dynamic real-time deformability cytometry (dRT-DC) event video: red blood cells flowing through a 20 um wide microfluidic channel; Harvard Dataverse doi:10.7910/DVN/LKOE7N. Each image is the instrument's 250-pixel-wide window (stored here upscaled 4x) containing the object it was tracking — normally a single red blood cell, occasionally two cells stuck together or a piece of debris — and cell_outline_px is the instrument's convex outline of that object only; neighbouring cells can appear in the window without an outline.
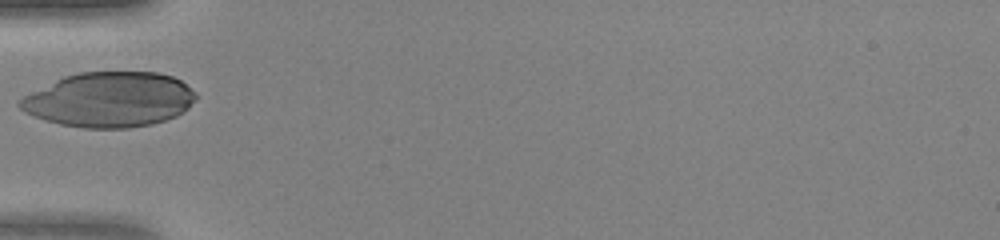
{"species": "human", "species_latin": "Homo sapiens", "temperature_condition": "warm", "stored_images_in_passage": 24, "camera_frame_rate_fps": 3000, "um_per_image_px": 0.085, "donor": {"sex": "female"}, "frame": {"image": 1, "passage_image": 1, "time_ms": 0.0, "image_size_px": [1000, 240], "cell_outline_px": [[196, 100], [184, 112], [176, 116], [152, 124], [128, 128], [84, 128], [60, 124], [44, 120], [24, 112], [16, 104], [24, 96], [64, 76], [80, 72], [156, 72], [172, 76], [180, 80], [196, 92]], "centroid_in_image_um": [9.32, 8.47], "position_along_channel_um": 75.7, "area_um2": 56.36}}
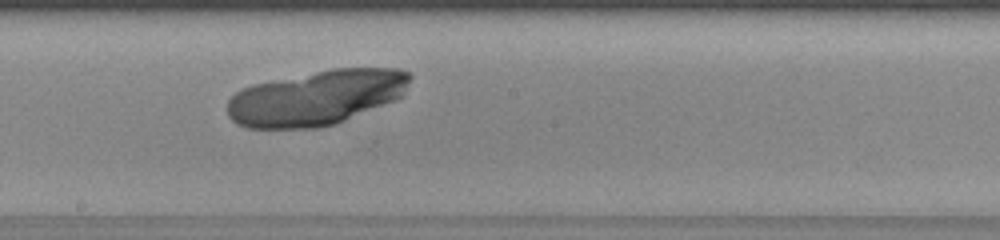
{"frame": {"image": 2, "passage_image": 11, "time_ms": 3.333, "image_size_px": [1000, 240], "cell_outline_px": [[412, 76], [404, 96], [396, 100], [336, 124], [320, 128], [248, 128], [236, 124], [228, 116], [228, 100], [236, 92], [252, 84], [332, 68], [396, 68], [412, 72]], "centroid_in_image_um": [26.94, 8.3], "position_along_channel_um": 221.3, "area_um2": 59.01}}